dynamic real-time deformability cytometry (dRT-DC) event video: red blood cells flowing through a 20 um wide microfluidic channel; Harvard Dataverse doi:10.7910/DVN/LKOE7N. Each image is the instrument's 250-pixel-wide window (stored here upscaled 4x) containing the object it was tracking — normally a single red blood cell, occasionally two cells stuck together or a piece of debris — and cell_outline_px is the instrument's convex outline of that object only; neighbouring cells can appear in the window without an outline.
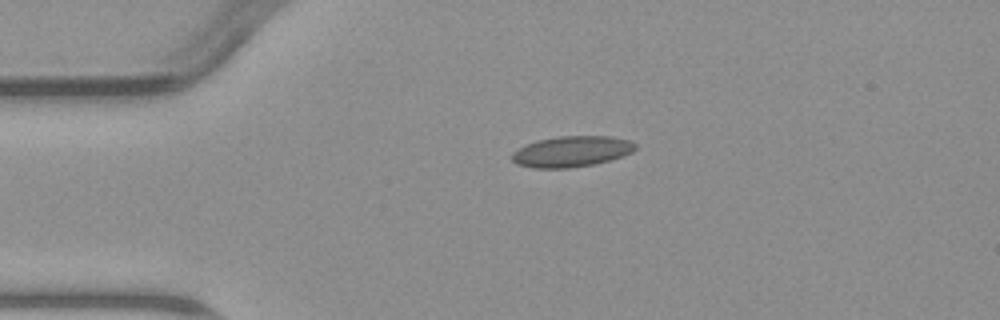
{"species": "common noctule bat (a hibernating species)", "species_latin": "Nyctalus noctula", "temperature_condition": "warm", "stored_images_in_passage": 2, "camera_frame_rate_fps": 3000, "um_per_image_px": 0.085, "animal": {"sex": "male", "body_mass_g": 23.1, "forearm_length_mm": 52.7}, "frame": {"image": 1, "passage_image": 1, "time_ms": 0.0, "image_size_px": [1000, 320], "cell_outline_px": [[636, 148], [632, 152], [608, 160], [592, 164], [568, 168], [532, 168], [516, 164], [512, 160], [512, 152], [536, 140], [560, 136], [612, 136], [628, 140], [636, 144]], "centroid_in_image_um": [48.56, 12.87], "position_along_channel_um": 36.4, "area_um2": 21.96}}